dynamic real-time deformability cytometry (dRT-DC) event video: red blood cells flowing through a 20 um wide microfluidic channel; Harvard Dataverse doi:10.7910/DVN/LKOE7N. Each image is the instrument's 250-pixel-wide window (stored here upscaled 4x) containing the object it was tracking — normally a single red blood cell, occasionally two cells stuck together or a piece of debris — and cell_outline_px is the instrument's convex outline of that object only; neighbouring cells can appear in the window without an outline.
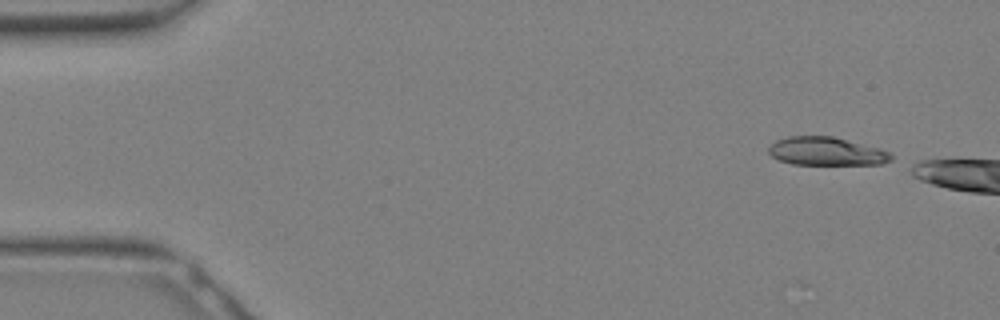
{"species": "Egyptian fruit bat (a non-hibernating species)", "species_latin": "Rousettus aegyptiacus", "temperature_condition": "warm", "stored_images_in_passage": 4, "camera_frame_rate_fps": 3000, "um_per_image_px": 0.085, "animal": {"sex": "female"}, "frame": {"image": 1, "passage_image": 1, "time_ms": 0.0, "image_size_px": [1000, 320], "cell_outline_px": [[892, 160], [880, 164], [792, 164], [780, 160], [772, 156], [768, 152], [768, 148], [776, 140], [788, 136], [832, 136], [880, 148], [892, 152]], "centroid_in_image_um": [70.26, 12.86], "position_along_channel_um": 14.7, "area_um2": 20.17}}